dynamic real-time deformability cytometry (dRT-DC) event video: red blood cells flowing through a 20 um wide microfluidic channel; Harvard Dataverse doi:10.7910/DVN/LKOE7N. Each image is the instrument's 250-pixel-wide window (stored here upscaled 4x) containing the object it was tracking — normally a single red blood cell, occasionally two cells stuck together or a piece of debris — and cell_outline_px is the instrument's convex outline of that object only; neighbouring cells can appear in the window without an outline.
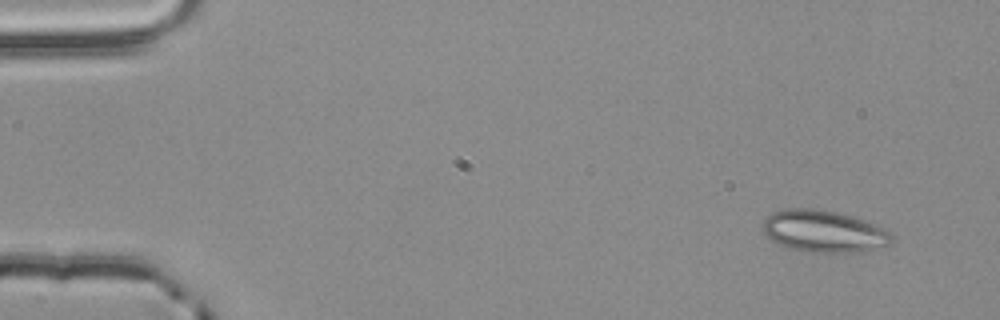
{"species": "common noctule bat (a hibernating species)", "species_latin": "Nyctalus noctula", "temperature_condition": "room temperature", "stored_images_in_passage": 4, "camera_frame_rate_fps": 3000, "um_per_image_px": 0.085, "animal": {"sex": "male", "body_mass_g": 20.4}, "frame": {"image": 1, "passage_image": 1, "time_ms": 0.0, "image_size_px": [1000, 320], "cell_outline_px": [[896, 240], [888, 244], [856, 252], [816, 252], [792, 248], [780, 244], [772, 240], [760, 228], [760, 224], [772, 212], [788, 208], [812, 208], [836, 212], [884, 228], [892, 232]], "centroid_in_image_um": [69.99, 19.65], "position_along_channel_um": 15.0, "area_um2": 31.04}}